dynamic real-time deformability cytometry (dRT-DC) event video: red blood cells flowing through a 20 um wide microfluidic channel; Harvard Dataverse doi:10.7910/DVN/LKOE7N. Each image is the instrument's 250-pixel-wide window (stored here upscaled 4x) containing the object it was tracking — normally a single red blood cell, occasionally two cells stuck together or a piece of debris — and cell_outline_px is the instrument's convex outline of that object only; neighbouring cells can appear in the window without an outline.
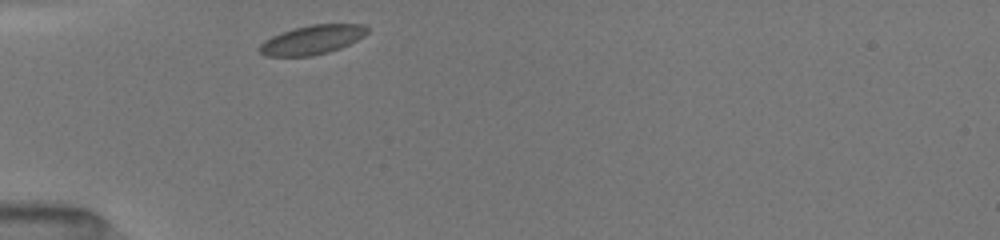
{"species": "common noctule bat (a hibernating species)", "species_latin": "Nyctalus noctula", "temperature_condition": "room temperature", "stored_images_in_passage": 9, "camera_frame_rate_fps": 3000, "um_per_image_px": 0.085, "animal": {"sex": "female", "body_mass_g": 19.5, "forearm_length_mm": 54.1}, "frame": {"image": 1, "passage_image": 1, "time_ms": 0.0, "image_size_px": [1000, 240], "cell_outline_px": [[368, 32], [364, 36], [340, 48], [328, 52], [312, 56], [264, 56], [260, 52], [260, 44], [264, 40], [280, 32], [292, 28], [312, 24], [364, 24], [368, 28]], "centroid_in_image_um": [26.52, 3.37], "position_along_channel_um": 58.5, "area_um2": 18.32}}
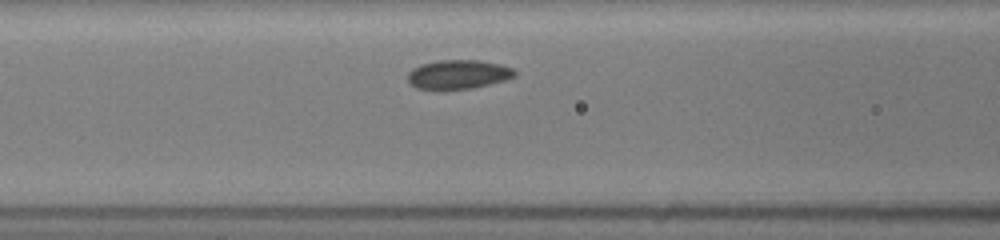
{"frame": {"image": 2, "passage_image": 6, "time_ms": 2.0, "image_size_px": [1000, 240], "cell_outline_px": [[516, 76], [504, 80], [472, 88], [444, 92], [440, 92], [416, 88], [408, 80], [408, 72], [412, 68], [420, 64], [436, 60], [480, 60], [500, 64], [512, 68], [516, 72]], "centroid_in_image_um": [38.89, 6.35], "position_along_channel_um": 127.7, "area_um2": 18.73}}
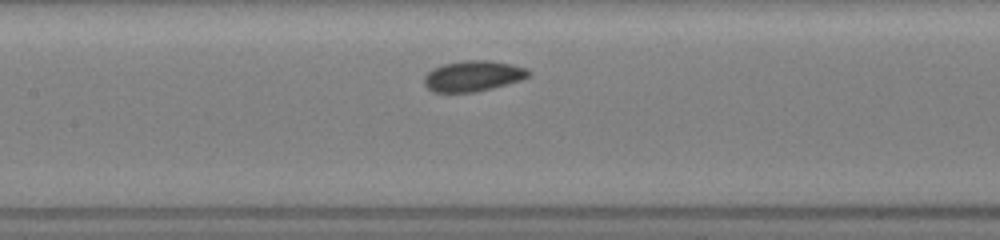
{"frame": {"image": 3, "passage_image": 9, "time_ms": 3.0, "image_size_px": [1000, 240], "cell_outline_px": [[532, 72], [528, 76], [520, 80], [492, 88], [476, 92], [432, 92], [424, 84], [424, 76], [432, 68], [444, 64], [464, 60], [492, 60], [512, 64], [528, 68]], "centroid_in_image_um": [40.21, 6.45], "position_along_channel_um": 167.2, "area_um2": 18.79}}